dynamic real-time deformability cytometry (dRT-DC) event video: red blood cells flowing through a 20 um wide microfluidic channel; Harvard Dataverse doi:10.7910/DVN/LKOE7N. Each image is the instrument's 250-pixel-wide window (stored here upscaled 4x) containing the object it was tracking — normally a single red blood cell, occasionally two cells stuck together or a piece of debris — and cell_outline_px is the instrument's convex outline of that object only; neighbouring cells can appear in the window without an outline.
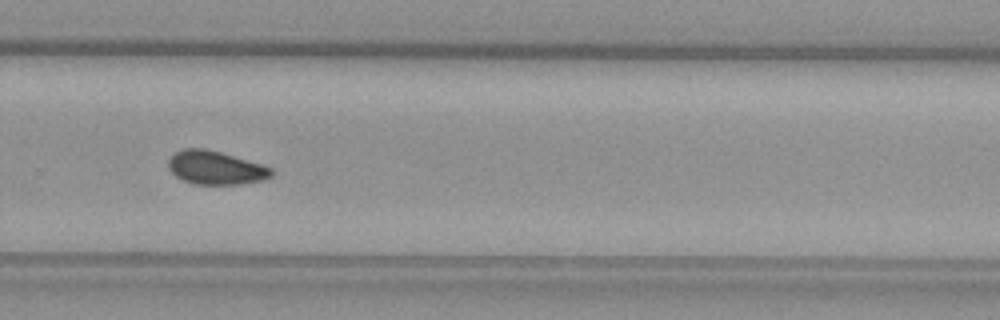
{"species": "common noctule bat (a hibernating species)", "species_latin": "Nyctalus noctula", "temperature_condition": "warm", "stored_images_in_passage": 31, "camera_frame_rate_fps": 3000, "um_per_image_px": 0.085, "animal": {"sex": "female", "body_mass_g": 29.2, "forearm_length_mm": 56.3}, "frame": {"image": 1, "passage_image": 21, "time_ms": 6.667, "image_size_px": [1000, 320], "cell_outline_px": [[272, 176], [264, 180], [240, 184], [192, 184], [176, 176], [168, 168], [168, 156], [184, 148], [204, 148], [220, 152], [264, 164], [272, 168]], "centroid_in_image_um": [18.33, 14.25], "position_along_channel_um": 311.5, "area_um2": 20.29}, "authors_computed_cell_mechanics": {"area_um2": 20.6924, "velocity_mm_per_s": 4.0614, "shape_relaxation_time_tau1_ms": null, "shape_relaxation_time_tau2_ms": 2.9897, "deformation_change_tau1": null, "deformation_change_tau2": 0.0662}}